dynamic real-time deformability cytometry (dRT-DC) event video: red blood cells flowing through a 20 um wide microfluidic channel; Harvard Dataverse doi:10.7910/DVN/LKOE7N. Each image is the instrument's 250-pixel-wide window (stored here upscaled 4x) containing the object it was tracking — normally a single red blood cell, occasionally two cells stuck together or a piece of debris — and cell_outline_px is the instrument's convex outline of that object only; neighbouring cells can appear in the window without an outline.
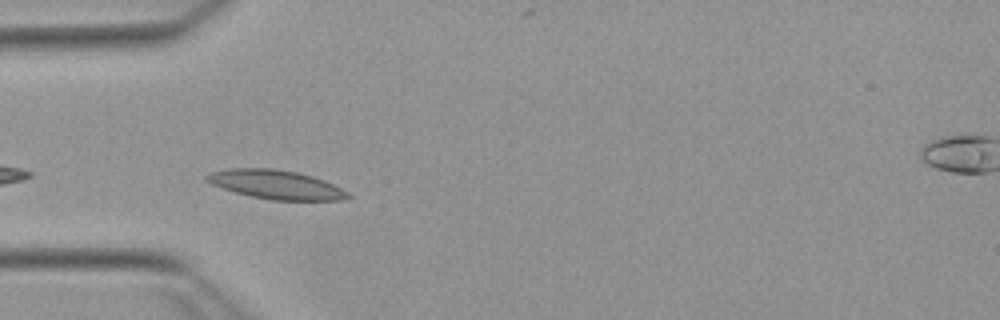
{"species": "Egyptian fruit bat (a non-hibernating species)", "species_latin": "Rousettus aegyptiacus", "temperature_condition": "warm", "stored_images_in_passage": 12, "camera_frame_rate_fps": 3000, "um_per_image_px": 0.085, "animal": {"sex": "female"}, "frame": {"image": 1, "passage_image": 2, "time_ms": 0.333, "image_size_px": [1000, 320], "cell_outline_px": [[352, 196], [340, 200], [272, 200], [252, 196], [236, 192], [212, 184], [204, 180], [204, 176], [208, 172], [232, 168], [272, 168], [296, 172], [312, 176], [324, 180], [348, 192]], "centroid_in_image_um": [23.43, 15.68], "position_along_channel_um": 61.6, "area_um2": 23.64}}
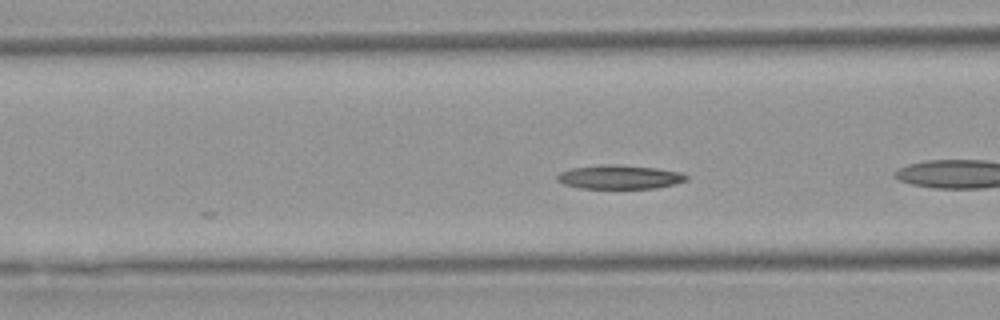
{"frame": {"image": 2, "passage_image": 4, "time_ms": 1.0, "image_size_px": [1000, 320], "cell_outline_px": [[688, 180], [676, 184], [656, 188], [580, 188], [564, 184], [556, 180], [556, 176], [560, 172], [572, 168], [600, 164], [616, 164], [656, 168], [680, 172], [688, 176]], "centroid_in_image_um": [52.66, 15.04], "position_along_channel_um": 113.9, "area_um2": 18.09}}
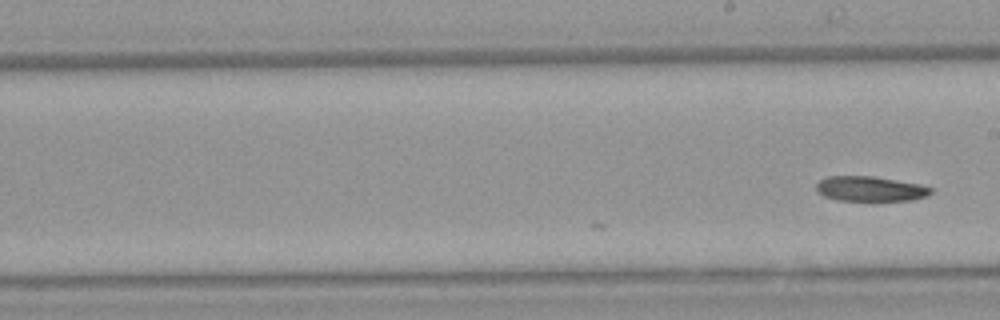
{"frame": {"image": 3, "passage_image": 12, "time_ms": 3.667, "image_size_px": [1000, 320], "cell_outline_px": [[932, 192], [928, 196], [912, 200], [872, 204], [836, 200], [824, 196], [816, 192], [816, 184], [820, 180], [828, 176], [872, 176], [920, 184], [932, 188]], "centroid_in_image_um": [73.97, 16.11], "position_along_channel_um": 215.0, "area_um2": 17.74}}